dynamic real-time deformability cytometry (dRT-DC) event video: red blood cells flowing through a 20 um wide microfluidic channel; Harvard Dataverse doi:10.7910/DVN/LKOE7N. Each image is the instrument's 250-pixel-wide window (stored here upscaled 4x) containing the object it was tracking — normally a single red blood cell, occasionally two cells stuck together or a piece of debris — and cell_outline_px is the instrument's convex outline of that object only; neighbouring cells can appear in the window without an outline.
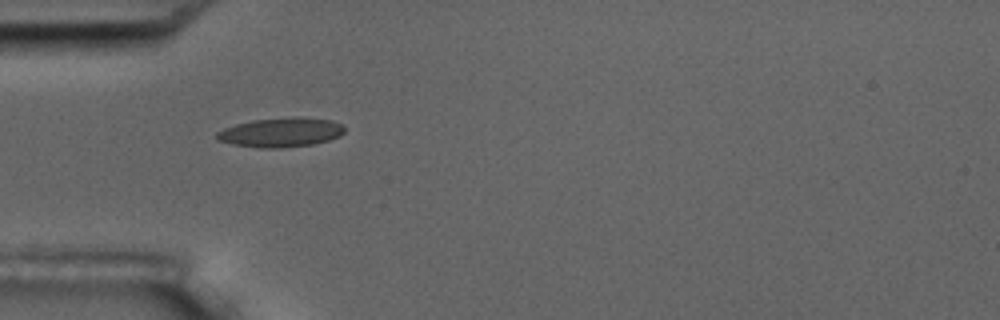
{"species": "common noctule bat (a hibernating species)", "species_latin": "Nyctalus noctula", "temperature_condition": "room temperature", "stored_images_in_passage": 6, "camera_frame_rate_fps": 3000, "um_per_image_px": 0.085, "animal": {"sex": "male", "body_mass_g": 17.5, "forearm_length_mm": 52.3}, "frame": {"image": 1, "passage_image": 5, "time_ms": 6.333, "image_size_px": [1000, 320], "cell_outline_px": [[344, 132], [340, 136], [328, 140], [312, 144], [280, 148], [264, 148], [232, 144], [216, 140], [216, 132], [224, 128], [236, 124], [252, 120], [332, 120], [340, 124], [344, 128]], "centroid_in_image_um": [23.8, 11.31], "position_along_channel_um": 61.2, "area_um2": 20.69}}